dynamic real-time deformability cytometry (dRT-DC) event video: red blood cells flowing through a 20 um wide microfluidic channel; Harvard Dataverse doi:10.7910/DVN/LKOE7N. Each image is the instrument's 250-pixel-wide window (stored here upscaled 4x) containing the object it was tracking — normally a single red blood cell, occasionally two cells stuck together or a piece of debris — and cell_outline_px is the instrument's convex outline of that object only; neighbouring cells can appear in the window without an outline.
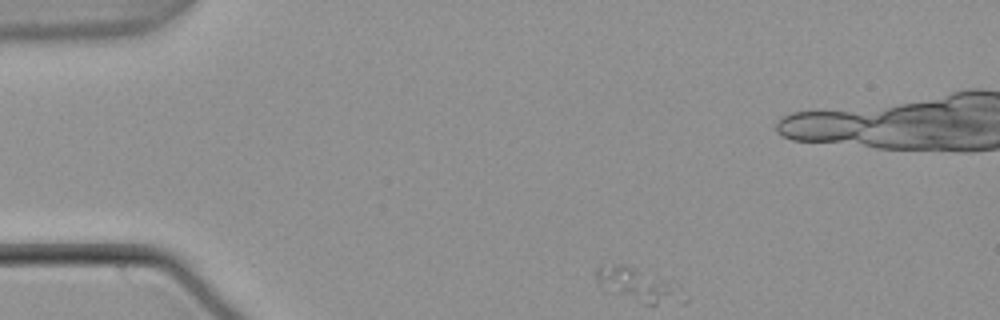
{"species": "common noctule bat (a hibernating species)", "species_latin": "Nyctalus noctula", "temperature_condition": "warm", "stored_images_in_passage": 39, "camera_frame_rate_fps": 3000, "um_per_image_px": 0.085, "animal": {"sex": "male", "body_mass_g": 21.5, "forearm_length_mm": 52.0}, "frame": {"image": 1, "passage_image": 1, "time_ms": 0.0, "image_size_px": [1000, 320], "cell_outline_px": [[692, 300], [684, 304], [644, 304], [604, 292], [600, 288], [596, 280], [596, 268], [600, 264], [620, 264], [676, 280], [680, 284]], "centroid_in_image_um": [54.39, 24.26], "position_along_channel_um": 30.6, "area_um2": 18.67}}
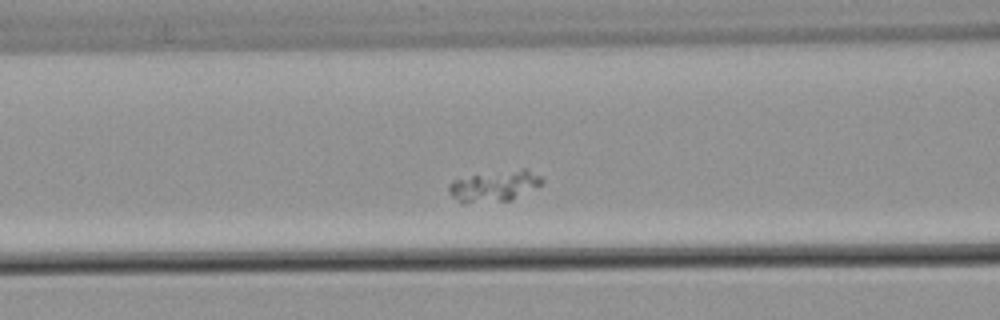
{"frame": {"image": 2, "passage_image": 14, "time_ms": 4.333, "image_size_px": [1000, 320], "cell_outline_px": [[544, 184], [512, 200], [464, 204], [460, 204], [448, 192], [448, 184], [452, 180], [472, 176], [520, 168], [524, 168], [540, 176], [544, 180]], "centroid_in_image_um": [42.02, 15.84], "position_along_channel_um": 124.6, "area_um2": 16.99}}
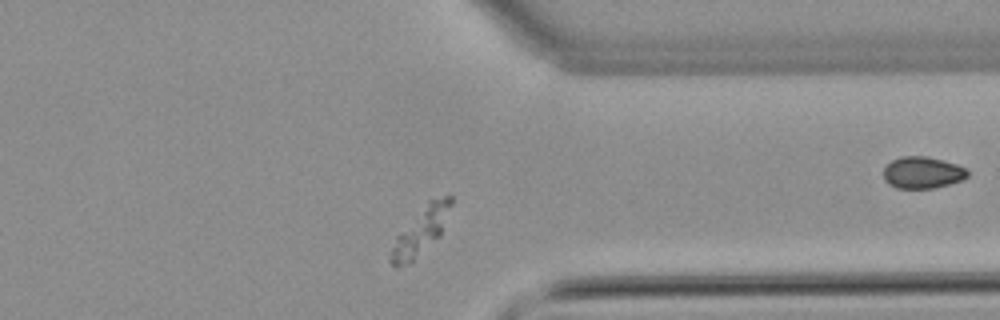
{"frame": {"image": 3, "passage_image": 35, "time_ms": 11.333, "image_size_px": [1000, 320], "cell_outline_px": [[452, 204], [440, 236], [412, 264], [392, 264], [388, 260], [396, 236], [428, 200], [444, 196], [452, 196]], "centroid_in_image_um": [35.78, 19.66], "position_along_channel_um": 375.6, "area_um2": 16.42}}